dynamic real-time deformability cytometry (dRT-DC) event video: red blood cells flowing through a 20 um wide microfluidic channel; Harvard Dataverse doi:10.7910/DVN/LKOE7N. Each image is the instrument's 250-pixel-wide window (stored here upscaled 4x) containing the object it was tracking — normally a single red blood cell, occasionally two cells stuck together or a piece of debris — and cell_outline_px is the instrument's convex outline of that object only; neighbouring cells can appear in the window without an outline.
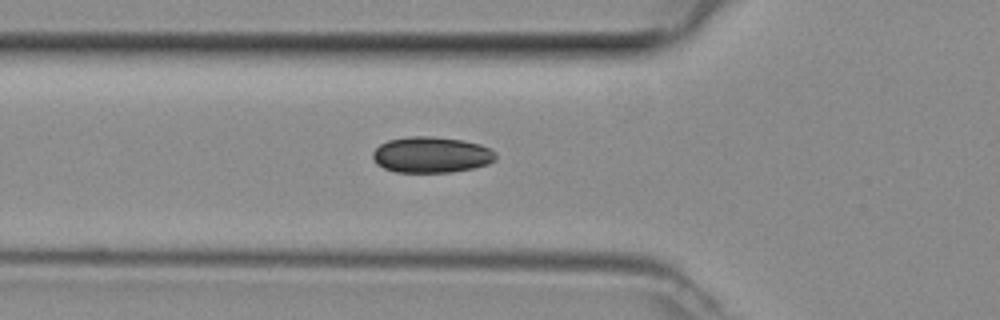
{"species": "common noctule bat (a hibernating species)", "species_latin": "Nyctalus noctula", "temperature_condition": "room temperature", "stored_images_in_passage": 15, "camera_frame_rate_fps": 3000, "um_per_image_px": 0.085, "animal": {"sex": "female", "body_mass_g": 29.2, "forearm_length_mm": 56.3}, "frame": {"image": 1, "passage_image": 6, "time_ms": 1.667, "image_size_px": [1000, 320], "cell_outline_px": [[496, 160], [488, 164], [472, 168], [452, 172], [396, 172], [384, 168], [376, 164], [372, 156], [372, 152], [380, 144], [388, 140], [408, 136], [428, 136], [460, 140], [480, 144], [496, 152]], "centroid_in_image_um": [36.65, 13.16], "position_along_channel_um": 89.2, "area_um2": 25.78}}
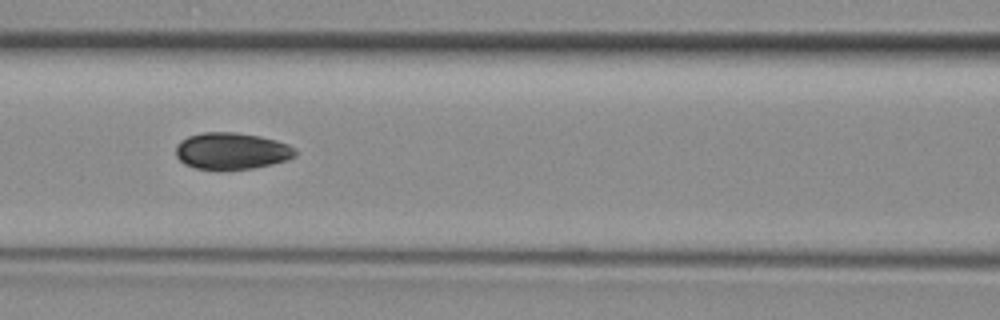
{"frame": {"image": 2, "passage_image": 10, "time_ms": 3.0, "image_size_px": [1000, 320], "cell_outline_px": [[296, 156], [288, 160], [252, 168], [196, 168], [184, 164], [176, 156], [176, 144], [180, 140], [188, 136], [204, 132], [236, 132], [260, 136], [276, 140], [288, 144], [296, 148]], "centroid_in_image_um": [19.7, 12.8], "position_along_channel_um": 146.9, "area_um2": 25.37}}